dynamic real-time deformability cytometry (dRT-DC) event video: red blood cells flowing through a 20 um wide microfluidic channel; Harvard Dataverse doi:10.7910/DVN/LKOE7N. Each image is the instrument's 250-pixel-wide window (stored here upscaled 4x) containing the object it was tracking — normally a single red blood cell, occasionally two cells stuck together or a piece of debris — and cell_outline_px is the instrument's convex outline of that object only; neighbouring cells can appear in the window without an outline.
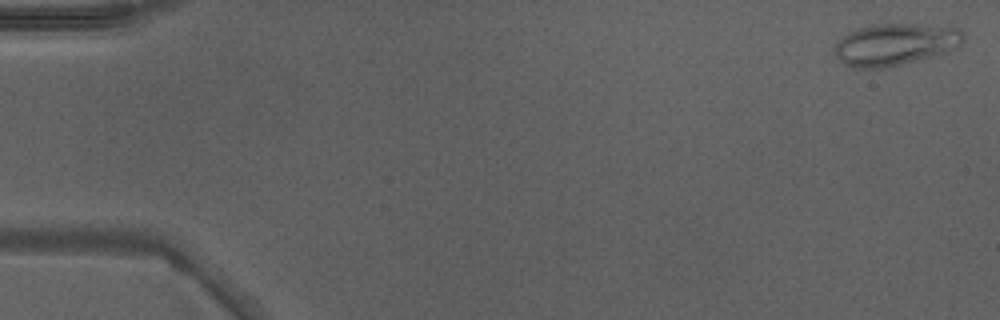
{"species": "Egyptian fruit bat (a non-hibernating species)", "species_latin": "Rousettus aegyptiacus", "temperature_condition": "warm", "stored_images_in_passage": 8, "camera_frame_rate_fps": 3000, "um_per_image_px": 0.085, "animal": {"sex": "male"}, "frame": {"image": 1, "passage_image": 1, "time_ms": 0.0, "image_size_px": [1000, 320], "cell_outline_px": [[964, 40], [960, 44], [944, 52], [900, 64], [884, 68], [856, 68], [844, 64], [836, 56], [836, 44], [848, 32], [856, 28], [872, 24], [916, 24], [960, 28], [964, 32]], "centroid_in_image_um": [76.07, 3.75], "position_along_channel_um": 8.9, "area_um2": 30.98}}